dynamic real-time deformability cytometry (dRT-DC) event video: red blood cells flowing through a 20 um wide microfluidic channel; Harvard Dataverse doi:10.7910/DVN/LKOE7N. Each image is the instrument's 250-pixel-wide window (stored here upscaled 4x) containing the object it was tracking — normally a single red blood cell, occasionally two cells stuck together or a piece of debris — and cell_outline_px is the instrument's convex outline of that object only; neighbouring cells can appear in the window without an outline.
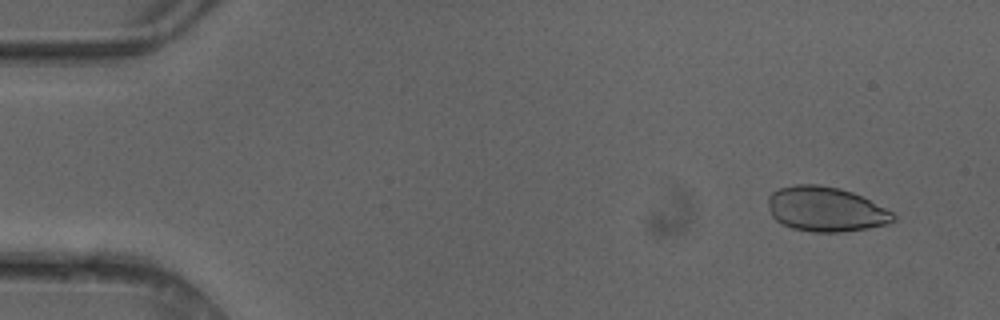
{"species": "common noctule bat (a hibernating species)", "species_latin": "Nyctalus noctula", "temperature_condition": "cold", "stored_images_in_passage": 4, "camera_frame_rate_fps": 3000, "um_per_image_px": 0.085, "animal": {"sex": "female"}, "frame": {"image": 1, "passage_image": 2, "time_ms": 0.333, "image_size_px": [1000, 320], "cell_outline_px": [[896, 220], [888, 224], [868, 228], [840, 232], [812, 232], [792, 228], [776, 220], [772, 216], [768, 204], [768, 196], [772, 192], [780, 188], [796, 184], [820, 184], [840, 188], [852, 192], [892, 212], [896, 216]], "centroid_in_image_um": [70.17, 17.78], "position_along_channel_um": 14.8, "area_um2": 32.54}}
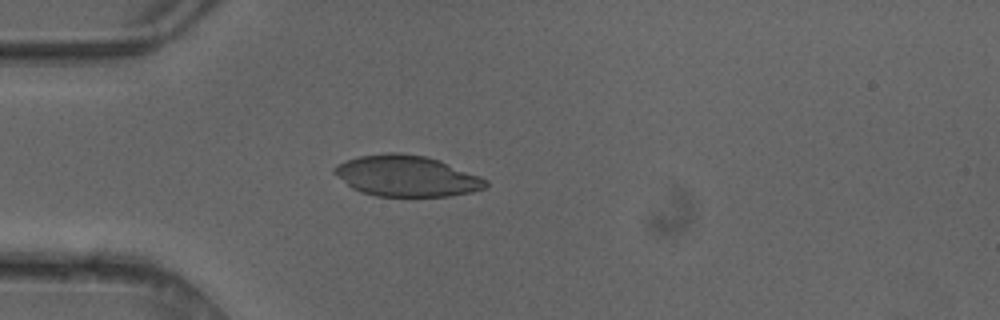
{"frame": {"image": 2, "passage_image": 4, "time_ms": 1.0, "image_size_px": [1000, 320], "cell_outline_px": [[488, 184], [484, 188], [472, 192], [452, 196], [376, 196], [360, 192], [352, 188], [336, 176], [332, 172], [332, 168], [336, 164], [360, 156], [388, 152], [396, 152], [424, 156], [440, 160], [480, 176], [488, 180]], "centroid_in_image_um": [34.55, 14.96], "position_along_channel_um": 50.4, "area_um2": 36.24}}